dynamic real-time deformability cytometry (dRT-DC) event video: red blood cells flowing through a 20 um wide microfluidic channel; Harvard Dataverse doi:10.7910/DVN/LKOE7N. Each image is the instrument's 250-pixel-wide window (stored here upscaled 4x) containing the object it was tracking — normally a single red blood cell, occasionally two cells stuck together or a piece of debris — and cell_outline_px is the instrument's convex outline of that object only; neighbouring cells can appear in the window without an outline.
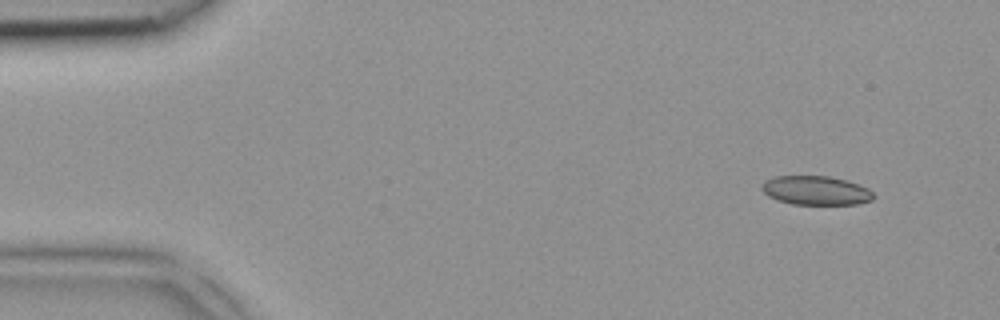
{"species": "common noctule bat (a hibernating species)", "species_latin": "Nyctalus noctula", "temperature_condition": "room temperature", "stored_images_in_passage": 5, "camera_frame_rate_fps": 3000, "um_per_image_px": 0.085, "animal": {"sex": "female", "body_mass_g": 18.4}, "frame": {"image": 1, "passage_image": 1, "time_ms": 0.0, "image_size_px": [1000, 320], "cell_outline_px": [[876, 196], [872, 200], [856, 204], [792, 204], [776, 200], [768, 196], [760, 188], [764, 180], [776, 176], [828, 176], [848, 180], [868, 188]], "centroid_in_image_um": [69.34, 16.18], "position_along_channel_um": 15.7, "area_um2": 19.02}}